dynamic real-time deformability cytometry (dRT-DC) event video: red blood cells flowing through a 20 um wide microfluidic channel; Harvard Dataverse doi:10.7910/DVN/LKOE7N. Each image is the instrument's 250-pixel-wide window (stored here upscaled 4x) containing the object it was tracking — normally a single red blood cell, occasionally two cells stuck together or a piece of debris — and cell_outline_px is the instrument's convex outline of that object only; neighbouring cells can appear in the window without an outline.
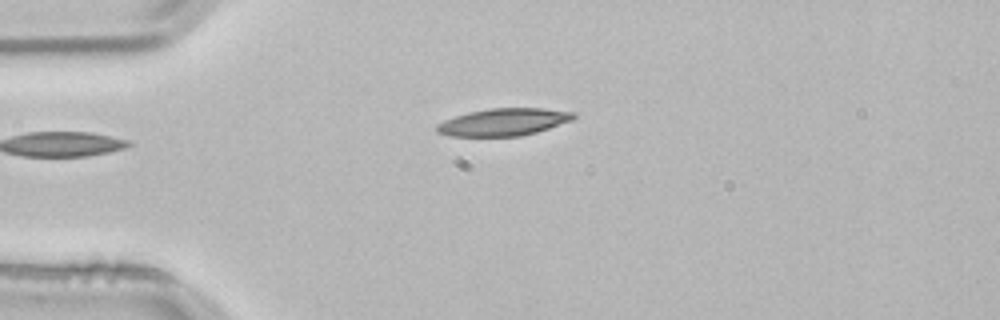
{"species": "common noctule bat (a hibernating species)", "species_latin": "Nyctalus noctula", "temperature_condition": "room temperature", "stored_images_in_passage": 3, "camera_frame_rate_fps": 3000, "um_per_image_px": 0.085, "animal": {"sex": "male", "body_mass_g": 21.5, "forearm_length_mm": 52.0}, "frame": {"image": 1, "passage_image": 3, "time_ms": 0.667, "image_size_px": [1000, 320], "cell_outline_px": [[576, 116], [572, 120], [536, 132], [520, 136], [448, 136], [436, 132], [436, 124], [444, 120], [468, 112], [492, 108], [544, 108], [576, 112]], "centroid_in_image_um": [42.79, 10.37], "position_along_channel_um": 42.2, "area_um2": 21.79}}